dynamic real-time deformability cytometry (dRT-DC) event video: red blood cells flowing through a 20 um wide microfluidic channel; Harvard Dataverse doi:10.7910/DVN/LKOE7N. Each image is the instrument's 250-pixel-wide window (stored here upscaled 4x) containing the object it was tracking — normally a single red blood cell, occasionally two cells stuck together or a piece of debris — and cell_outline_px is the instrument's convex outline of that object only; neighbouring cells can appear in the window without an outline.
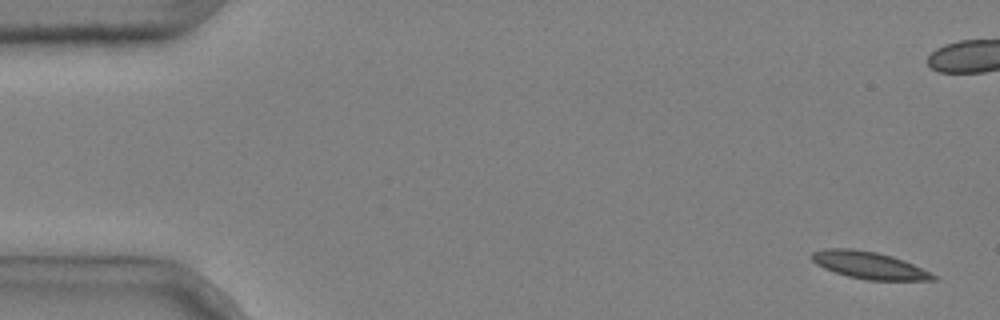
{"species": "common noctule bat (a hibernating species)", "species_latin": "Nyctalus noctula", "temperature_condition": "cold", "stored_images_in_passage": 3, "camera_frame_rate_fps": 3000, "um_per_image_px": 0.085, "animal": {"sex": "male", "body_mass_g": 20.4}, "frame": {"image": 1, "passage_image": 1, "time_ms": 0.0, "image_size_px": [1000, 320], "cell_outline_px": [[940, 280], [868, 280], [848, 276], [824, 268], [816, 264], [808, 256], [812, 252], [824, 248], [852, 248], [876, 252], [892, 256], [904, 260], [940, 276]], "centroid_in_image_um": [73.89, 22.54], "position_along_channel_um": 11.1, "area_um2": 19.42}}